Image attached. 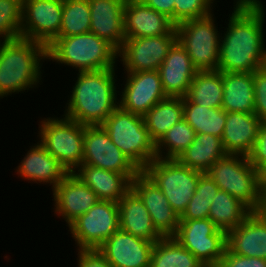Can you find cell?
<instances>
[{
	"label": "cell",
	"mask_w": 266,
	"mask_h": 267,
	"mask_svg": "<svg viewBox=\"0 0 266 267\" xmlns=\"http://www.w3.org/2000/svg\"><path fill=\"white\" fill-rule=\"evenodd\" d=\"M221 33L218 71L254 73L265 56V5L261 0H236Z\"/></svg>",
	"instance_id": "cell-1"
},
{
	"label": "cell",
	"mask_w": 266,
	"mask_h": 267,
	"mask_svg": "<svg viewBox=\"0 0 266 267\" xmlns=\"http://www.w3.org/2000/svg\"><path fill=\"white\" fill-rule=\"evenodd\" d=\"M115 69L78 72L63 115L85 126L102 125L119 106Z\"/></svg>",
	"instance_id": "cell-2"
},
{
	"label": "cell",
	"mask_w": 266,
	"mask_h": 267,
	"mask_svg": "<svg viewBox=\"0 0 266 267\" xmlns=\"http://www.w3.org/2000/svg\"><path fill=\"white\" fill-rule=\"evenodd\" d=\"M44 60L47 47L40 42L19 37L0 43V98L37 87Z\"/></svg>",
	"instance_id": "cell-3"
},
{
	"label": "cell",
	"mask_w": 266,
	"mask_h": 267,
	"mask_svg": "<svg viewBox=\"0 0 266 267\" xmlns=\"http://www.w3.org/2000/svg\"><path fill=\"white\" fill-rule=\"evenodd\" d=\"M118 51L94 33L57 37L47 47V60L79 69L78 72L115 68Z\"/></svg>",
	"instance_id": "cell-4"
},
{
	"label": "cell",
	"mask_w": 266,
	"mask_h": 267,
	"mask_svg": "<svg viewBox=\"0 0 266 267\" xmlns=\"http://www.w3.org/2000/svg\"><path fill=\"white\" fill-rule=\"evenodd\" d=\"M112 142L142 171L157 158L144 118L118 106L101 125Z\"/></svg>",
	"instance_id": "cell-5"
},
{
	"label": "cell",
	"mask_w": 266,
	"mask_h": 267,
	"mask_svg": "<svg viewBox=\"0 0 266 267\" xmlns=\"http://www.w3.org/2000/svg\"><path fill=\"white\" fill-rule=\"evenodd\" d=\"M219 187L245 204L252 212L259 206L261 181L256 170L244 155L227 154L205 172Z\"/></svg>",
	"instance_id": "cell-6"
},
{
	"label": "cell",
	"mask_w": 266,
	"mask_h": 267,
	"mask_svg": "<svg viewBox=\"0 0 266 267\" xmlns=\"http://www.w3.org/2000/svg\"><path fill=\"white\" fill-rule=\"evenodd\" d=\"M63 117V118H62ZM47 117L39 125V143L58 160L69 173L83 162L85 125L72 119Z\"/></svg>",
	"instance_id": "cell-7"
},
{
	"label": "cell",
	"mask_w": 266,
	"mask_h": 267,
	"mask_svg": "<svg viewBox=\"0 0 266 267\" xmlns=\"http://www.w3.org/2000/svg\"><path fill=\"white\" fill-rule=\"evenodd\" d=\"M162 191L181 216L196 191L203 172L181 165L176 159L156 158L142 170Z\"/></svg>",
	"instance_id": "cell-8"
},
{
	"label": "cell",
	"mask_w": 266,
	"mask_h": 267,
	"mask_svg": "<svg viewBox=\"0 0 266 267\" xmlns=\"http://www.w3.org/2000/svg\"><path fill=\"white\" fill-rule=\"evenodd\" d=\"M213 16L189 19L175 25L177 40L198 71L218 69L221 36Z\"/></svg>",
	"instance_id": "cell-9"
},
{
	"label": "cell",
	"mask_w": 266,
	"mask_h": 267,
	"mask_svg": "<svg viewBox=\"0 0 266 267\" xmlns=\"http://www.w3.org/2000/svg\"><path fill=\"white\" fill-rule=\"evenodd\" d=\"M68 228L77 250L98 249L120 228L118 202L99 200Z\"/></svg>",
	"instance_id": "cell-10"
},
{
	"label": "cell",
	"mask_w": 266,
	"mask_h": 267,
	"mask_svg": "<svg viewBox=\"0 0 266 267\" xmlns=\"http://www.w3.org/2000/svg\"><path fill=\"white\" fill-rule=\"evenodd\" d=\"M82 164L124 174L130 181L141 172L101 125L85 126Z\"/></svg>",
	"instance_id": "cell-11"
},
{
	"label": "cell",
	"mask_w": 266,
	"mask_h": 267,
	"mask_svg": "<svg viewBox=\"0 0 266 267\" xmlns=\"http://www.w3.org/2000/svg\"><path fill=\"white\" fill-rule=\"evenodd\" d=\"M174 238L200 262L221 261L226 249V233L209 219L179 220Z\"/></svg>",
	"instance_id": "cell-12"
},
{
	"label": "cell",
	"mask_w": 266,
	"mask_h": 267,
	"mask_svg": "<svg viewBox=\"0 0 266 267\" xmlns=\"http://www.w3.org/2000/svg\"><path fill=\"white\" fill-rule=\"evenodd\" d=\"M63 0H23L20 37L48 47L59 35Z\"/></svg>",
	"instance_id": "cell-13"
},
{
	"label": "cell",
	"mask_w": 266,
	"mask_h": 267,
	"mask_svg": "<svg viewBox=\"0 0 266 267\" xmlns=\"http://www.w3.org/2000/svg\"><path fill=\"white\" fill-rule=\"evenodd\" d=\"M177 41V35L125 38L118 51L125 72L158 70Z\"/></svg>",
	"instance_id": "cell-14"
},
{
	"label": "cell",
	"mask_w": 266,
	"mask_h": 267,
	"mask_svg": "<svg viewBox=\"0 0 266 267\" xmlns=\"http://www.w3.org/2000/svg\"><path fill=\"white\" fill-rule=\"evenodd\" d=\"M120 92L119 106L128 112L144 116L159 101L167 98L158 70L126 72Z\"/></svg>",
	"instance_id": "cell-15"
},
{
	"label": "cell",
	"mask_w": 266,
	"mask_h": 267,
	"mask_svg": "<svg viewBox=\"0 0 266 267\" xmlns=\"http://www.w3.org/2000/svg\"><path fill=\"white\" fill-rule=\"evenodd\" d=\"M131 189L143 201L157 232L163 238L174 237L180 216L172 209L161 189L143 171L131 181Z\"/></svg>",
	"instance_id": "cell-16"
},
{
	"label": "cell",
	"mask_w": 266,
	"mask_h": 267,
	"mask_svg": "<svg viewBox=\"0 0 266 267\" xmlns=\"http://www.w3.org/2000/svg\"><path fill=\"white\" fill-rule=\"evenodd\" d=\"M154 244L119 228L98 251L112 267H150Z\"/></svg>",
	"instance_id": "cell-17"
},
{
	"label": "cell",
	"mask_w": 266,
	"mask_h": 267,
	"mask_svg": "<svg viewBox=\"0 0 266 267\" xmlns=\"http://www.w3.org/2000/svg\"><path fill=\"white\" fill-rule=\"evenodd\" d=\"M52 193L54 212L56 216H62L68 226L99 201L97 194L74 173L60 181Z\"/></svg>",
	"instance_id": "cell-18"
},
{
	"label": "cell",
	"mask_w": 266,
	"mask_h": 267,
	"mask_svg": "<svg viewBox=\"0 0 266 267\" xmlns=\"http://www.w3.org/2000/svg\"><path fill=\"white\" fill-rule=\"evenodd\" d=\"M123 23L126 38L177 35L175 24L166 15L140 0H126Z\"/></svg>",
	"instance_id": "cell-19"
},
{
	"label": "cell",
	"mask_w": 266,
	"mask_h": 267,
	"mask_svg": "<svg viewBox=\"0 0 266 267\" xmlns=\"http://www.w3.org/2000/svg\"><path fill=\"white\" fill-rule=\"evenodd\" d=\"M91 10L90 32L119 51L125 40L124 7L126 0H88Z\"/></svg>",
	"instance_id": "cell-20"
},
{
	"label": "cell",
	"mask_w": 266,
	"mask_h": 267,
	"mask_svg": "<svg viewBox=\"0 0 266 267\" xmlns=\"http://www.w3.org/2000/svg\"><path fill=\"white\" fill-rule=\"evenodd\" d=\"M197 71L186 50L177 40L158 69L166 95L185 97Z\"/></svg>",
	"instance_id": "cell-21"
},
{
	"label": "cell",
	"mask_w": 266,
	"mask_h": 267,
	"mask_svg": "<svg viewBox=\"0 0 266 267\" xmlns=\"http://www.w3.org/2000/svg\"><path fill=\"white\" fill-rule=\"evenodd\" d=\"M17 167L16 174L24 180L52 185V190L69 172L38 141L32 146Z\"/></svg>",
	"instance_id": "cell-22"
},
{
	"label": "cell",
	"mask_w": 266,
	"mask_h": 267,
	"mask_svg": "<svg viewBox=\"0 0 266 267\" xmlns=\"http://www.w3.org/2000/svg\"><path fill=\"white\" fill-rule=\"evenodd\" d=\"M226 246L237 255L266 259V221L252 212L226 234Z\"/></svg>",
	"instance_id": "cell-23"
},
{
	"label": "cell",
	"mask_w": 266,
	"mask_h": 267,
	"mask_svg": "<svg viewBox=\"0 0 266 267\" xmlns=\"http://www.w3.org/2000/svg\"><path fill=\"white\" fill-rule=\"evenodd\" d=\"M261 120L255 113L226 112L222 145L227 154L247 156L256 141Z\"/></svg>",
	"instance_id": "cell-24"
},
{
	"label": "cell",
	"mask_w": 266,
	"mask_h": 267,
	"mask_svg": "<svg viewBox=\"0 0 266 267\" xmlns=\"http://www.w3.org/2000/svg\"><path fill=\"white\" fill-rule=\"evenodd\" d=\"M118 210L121 230L153 243L163 238L155 229L143 201L132 189L119 200Z\"/></svg>",
	"instance_id": "cell-25"
},
{
	"label": "cell",
	"mask_w": 266,
	"mask_h": 267,
	"mask_svg": "<svg viewBox=\"0 0 266 267\" xmlns=\"http://www.w3.org/2000/svg\"><path fill=\"white\" fill-rule=\"evenodd\" d=\"M73 173L97 194L99 200L119 202L131 189V181L124 174L92 165L82 164Z\"/></svg>",
	"instance_id": "cell-26"
},
{
	"label": "cell",
	"mask_w": 266,
	"mask_h": 267,
	"mask_svg": "<svg viewBox=\"0 0 266 267\" xmlns=\"http://www.w3.org/2000/svg\"><path fill=\"white\" fill-rule=\"evenodd\" d=\"M225 112L254 113L253 73L222 72Z\"/></svg>",
	"instance_id": "cell-27"
},
{
	"label": "cell",
	"mask_w": 266,
	"mask_h": 267,
	"mask_svg": "<svg viewBox=\"0 0 266 267\" xmlns=\"http://www.w3.org/2000/svg\"><path fill=\"white\" fill-rule=\"evenodd\" d=\"M226 155L220 137L197 133L194 141L176 160L183 166L205 173Z\"/></svg>",
	"instance_id": "cell-28"
},
{
	"label": "cell",
	"mask_w": 266,
	"mask_h": 267,
	"mask_svg": "<svg viewBox=\"0 0 266 267\" xmlns=\"http://www.w3.org/2000/svg\"><path fill=\"white\" fill-rule=\"evenodd\" d=\"M150 139L156 144L177 122L183 119V97H170L159 101L144 116Z\"/></svg>",
	"instance_id": "cell-29"
},
{
	"label": "cell",
	"mask_w": 266,
	"mask_h": 267,
	"mask_svg": "<svg viewBox=\"0 0 266 267\" xmlns=\"http://www.w3.org/2000/svg\"><path fill=\"white\" fill-rule=\"evenodd\" d=\"M252 211L229 193L218 190L211 202L208 218L226 234L242 223Z\"/></svg>",
	"instance_id": "cell-30"
},
{
	"label": "cell",
	"mask_w": 266,
	"mask_h": 267,
	"mask_svg": "<svg viewBox=\"0 0 266 267\" xmlns=\"http://www.w3.org/2000/svg\"><path fill=\"white\" fill-rule=\"evenodd\" d=\"M223 94L222 72L205 70L196 72L186 97L205 108H221Z\"/></svg>",
	"instance_id": "cell-31"
},
{
	"label": "cell",
	"mask_w": 266,
	"mask_h": 267,
	"mask_svg": "<svg viewBox=\"0 0 266 267\" xmlns=\"http://www.w3.org/2000/svg\"><path fill=\"white\" fill-rule=\"evenodd\" d=\"M183 118L197 133L222 137L226 112L222 108H205L183 97Z\"/></svg>",
	"instance_id": "cell-32"
},
{
	"label": "cell",
	"mask_w": 266,
	"mask_h": 267,
	"mask_svg": "<svg viewBox=\"0 0 266 267\" xmlns=\"http://www.w3.org/2000/svg\"><path fill=\"white\" fill-rule=\"evenodd\" d=\"M202 264L174 237L158 240L152 249L150 267H201Z\"/></svg>",
	"instance_id": "cell-33"
},
{
	"label": "cell",
	"mask_w": 266,
	"mask_h": 267,
	"mask_svg": "<svg viewBox=\"0 0 266 267\" xmlns=\"http://www.w3.org/2000/svg\"><path fill=\"white\" fill-rule=\"evenodd\" d=\"M195 135L194 129L181 119L155 144L157 158L177 159L194 141Z\"/></svg>",
	"instance_id": "cell-34"
},
{
	"label": "cell",
	"mask_w": 266,
	"mask_h": 267,
	"mask_svg": "<svg viewBox=\"0 0 266 267\" xmlns=\"http://www.w3.org/2000/svg\"><path fill=\"white\" fill-rule=\"evenodd\" d=\"M90 14L88 0H63L62 24L58 37L89 33Z\"/></svg>",
	"instance_id": "cell-35"
},
{
	"label": "cell",
	"mask_w": 266,
	"mask_h": 267,
	"mask_svg": "<svg viewBox=\"0 0 266 267\" xmlns=\"http://www.w3.org/2000/svg\"><path fill=\"white\" fill-rule=\"evenodd\" d=\"M218 190V185L206 173H203L187 209L180 216V220L208 218L211 202Z\"/></svg>",
	"instance_id": "cell-36"
},
{
	"label": "cell",
	"mask_w": 266,
	"mask_h": 267,
	"mask_svg": "<svg viewBox=\"0 0 266 267\" xmlns=\"http://www.w3.org/2000/svg\"><path fill=\"white\" fill-rule=\"evenodd\" d=\"M22 9L23 0H0V43L20 37Z\"/></svg>",
	"instance_id": "cell-37"
},
{
	"label": "cell",
	"mask_w": 266,
	"mask_h": 267,
	"mask_svg": "<svg viewBox=\"0 0 266 267\" xmlns=\"http://www.w3.org/2000/svg\"><path fill=\"white\" fill-rule=\"evenodd\" d=\"M215 0H174V24L211 15Z\"/></svg>",
	"instance_id": "cell-38"
},
{
	"label": "cell",
	"mask_w": 266,
	"mask_h": 267,
	"mask_svg": "<svg viewBox=\"0 0 266 267\" xmlns=\"http://www.w3.org/2000/svg\"><path fill=\"white\" fill-rule=\"evenodd\" d=\"M254 81V113L266 122V72L260 68L253 73Z\"/></svg>",
	"instance_id": "cell-39"
},
{
	"label": "cell",
	"mask_w": 266,
	"mask_h": 267,
	"mask_svg": "<svg viewBox=\"0 0 266 267\" xmlns=\"http://www.w3.org/2000/svg\"><path fill=\"white\" fill-rule=\"evenodd\" d=\"M247 157L256 170L266 163V122H261L256 141Z\"/></svg>",
	"instance_id": "cell-40"
},
{
	"label": "cell",
	"mask_w": 266,
	"mask_h": 267,
	"mask_svg": "<svg viewBox=\"0 0 266 267\" xmlns=\"http://www.w3.org/2000/svg\"><path fill=\"white\" fill-rule=\"evenodd\" d=\"M220 262L224 267H266V259L237 255L227 247Z\"/></svg>",
	"instance_id": "cell-41"
},
{
	"label": "cell",
	"mask_w": 266,
	"mask_h": 267,
	"mask_svg": "<svg viewBox=\"0 0 266 267\" xmlns=\"http://www.w3.org/2000/svg\"><path fill=\"white\" fill-rule=\"evenodd\" d=\"M77 255L78 267H112L98 249L78 250Z\"/></svg>",
	"instance_id": "cell-42"
},
{
	"label": "cell",
	"mask_w": 266,
	"mask_h": 267,
	"mask_svg": "<svg viewBox=\"0 0 266 267\" xmlns=\"http://www.w3.org/2000/svg\"><path fill=\"white\" fill-rule=\"evenodd\" d=\"M146 6L166 15L174 23V0H140Z\"/></svg>",
	"instance_id": "cell-43"
},
{
	"label": "cell",
	"mask_w": 266,
	"mask_h": 267,
	"mask_svg": "<svg viewBox=\"0 0 266 267\" xmlns=\"http://www.w3.org/2000/svg\"><path fill=\"white\" fill-rule=\"evenodd\" d=\"M264 221H266V185L261 187L260 202L255 211Z\"/></svg>",
	"instance_id": "cell-44"
},
{
	"label": "cell",
	"mask_w": 266,
	"mask_h": 267,
	"mask_svg": "<svg viewBox=\"0 0 266 267\" xmlns=\"http://www.w3.org/2000/svg\"><path fill=\"white\" fill-rule=\"evenodd\" d=\"M262 185H266V163L258 170Z\"/></svg>",
	"instance_id": "cell-45"
},
{
	"label": "cell",
	"mask_w": 266,
	"mask_h": 267,
	"mask_svg": "<svg viewBox=\"0 0 266 267\" xmlns=\"http://www.w3.org/2000/svg\"><path fill=\"white\" fill-rule=\"evenodd\" d=\"M201 267H224L221 262L217 263H204Z\"/></svg>",
	"instance_id": "cell-46"
},
{
	"label": "cell",
	"mask_w": 266,
	"mask_h": 267,
	"mask_svg": "<svg viewBox=\"0 0 266 267\" xmlns=\"http://www.w3.org/2000/svg\"><path fill=\"white\" fill-rule=\"evenodd\" d=\"M262 69L266 72V52H265V56L263 58Z\"/></svg>",
	"instance_id": "cell-47"
}]
</instances>
